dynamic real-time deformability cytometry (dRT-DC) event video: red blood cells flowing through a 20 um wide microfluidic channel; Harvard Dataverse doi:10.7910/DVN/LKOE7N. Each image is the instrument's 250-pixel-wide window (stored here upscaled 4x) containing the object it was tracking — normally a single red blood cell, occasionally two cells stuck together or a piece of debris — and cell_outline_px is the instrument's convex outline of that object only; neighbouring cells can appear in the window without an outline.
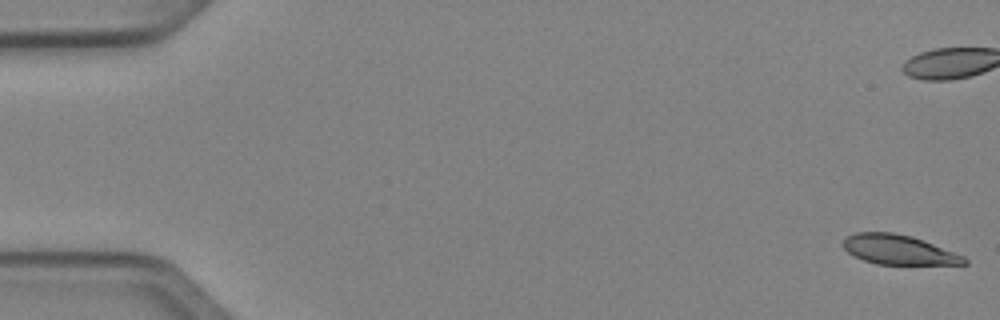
{"species": "Egyptian fruit bat (a non-hibernating species)", "species_latin": "Rousettus aegyptiacus", "temperature_condition": "cold", "stored_images_in_passage": 52, "camera_frame_rate_fps": 3000, "um_per_image_px": 0.085, "animal": {"sex": "female"}, "frame": {"image": 1, "passage_image": 1, "time_ms": 0.0, "image_size_px": [1000, 320], "cell_outline_px": [[968, 264], [876, 264], [852, 256], [840, 244], [848, 236], [856, 232], [892, 232], [912, 236], [964, 256], [968, 260]], "centroid_in_image_um": [76.34, 21.22], "position_along_channel_um": 8.7, "area_um2": 20.81}}
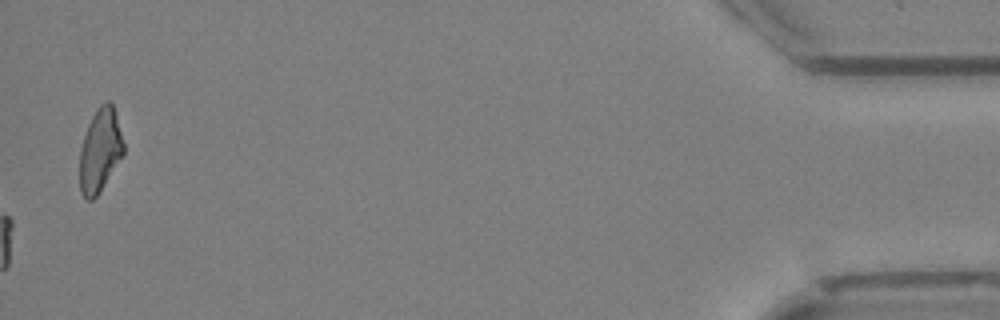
{"frame": {"image": 2, "passage_image": 52, "time_ms": 17.0, "image_size_px": [1000, 320], "cell_outline_px": [[124, 152], [100, 192], [92, 200], [88, 200], [80, 192], [80, 148], [88, 124], [96, 108], [100, 104], [108, 100], [112, 104], [116, 112], [124, 144]], "centroid_in_image_um": [8.5, 12.75], "position_along_channel_um": 426.7, "area_um2": 21.27}, "authors_computed_cell_mechanics": {"area_um2": 22.9177, "velocity_mm_per_s": 4.0406, "shape_relaxation_time_tau1_ms": 8.5535, "shape_relaxation_time_tau2_ms": 5.781, "deformation_change_tau1": 0.1725, "deformation_change_tau2": 0.1124}}